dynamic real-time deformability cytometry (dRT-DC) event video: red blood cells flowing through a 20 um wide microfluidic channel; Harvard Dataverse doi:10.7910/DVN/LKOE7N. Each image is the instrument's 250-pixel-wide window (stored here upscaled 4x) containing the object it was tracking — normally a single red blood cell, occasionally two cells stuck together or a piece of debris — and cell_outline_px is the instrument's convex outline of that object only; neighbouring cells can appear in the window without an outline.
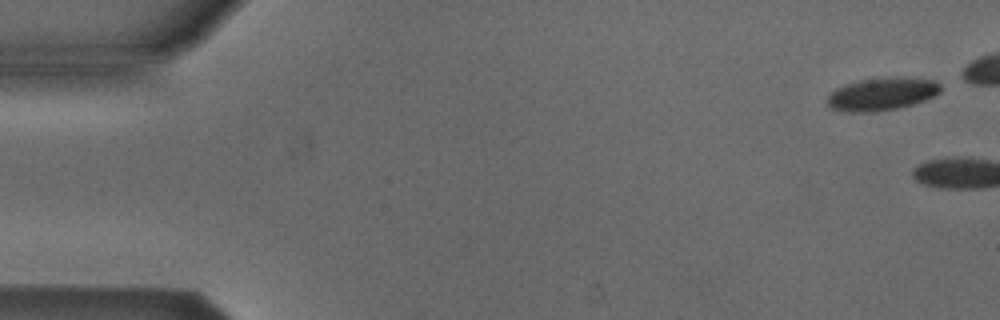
{"species": "Egyptian fruit bat (a non-hibernating species)", "species_latin": "Rousettus aegyptiacus", "temperature_condition": "cold", "stored_images_in_passage": 4, "camera_frame_rate_fps": 3000, "um_per_image_px": 0.085, "animal": {"sex": "male"}, "frame": {"image": 1, "passage_image": 2, "time_ms": 0.333, "image_size_px": [1000, 320], "cell_outline_px": [[940, 92], [924, 100], [912, 104], [896, 108], [876, 112], [848, 112], [832, 108], [824, 100], [836, 88], [844, 84], [860, 80], [888, 76], [904, 76], [936, 80], [940, 84]], "centroid_in_image_um": [74.95, 7.97], "position_along_channel_um": 10.0, "area_um2": 21.91}}